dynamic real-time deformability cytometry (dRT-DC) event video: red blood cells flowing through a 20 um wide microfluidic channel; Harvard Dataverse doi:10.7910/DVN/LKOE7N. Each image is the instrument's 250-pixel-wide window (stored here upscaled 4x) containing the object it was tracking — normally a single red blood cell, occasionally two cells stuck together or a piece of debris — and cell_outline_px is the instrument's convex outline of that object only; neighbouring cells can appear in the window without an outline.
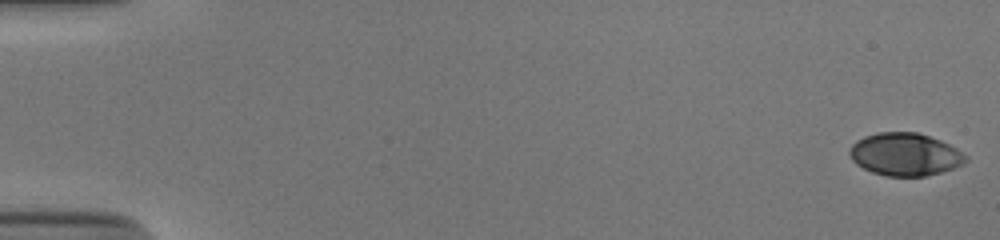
{"species": "human", "species_latin": "Homo sapiens", "temperature_condition": "cold", "stored_images_in_passage": 53, "camera_frame_rate_fps": 3000, "um_per_image_px": 0.085, "donor": {"sex": "male"}, "frame": {"image": 1, "passage_image": 1, "time_ms": 0.0, "image_size_px": [1000, 240], "cell_outline_px": [[968, 160], [964, 164], [940, 172], [924, 176], [884, 176], [872, 172], [856, 164], [852, 160], [848, 152], [848, 148], [856, 140], [864, 136], [880, 132], [916, 132], [940, 140], [956, 148], [968, 156]], "centroid_in_image_um": [76.91, 13.12], "position_along_channel_um": 8.1, "area_um2": 28.96}}
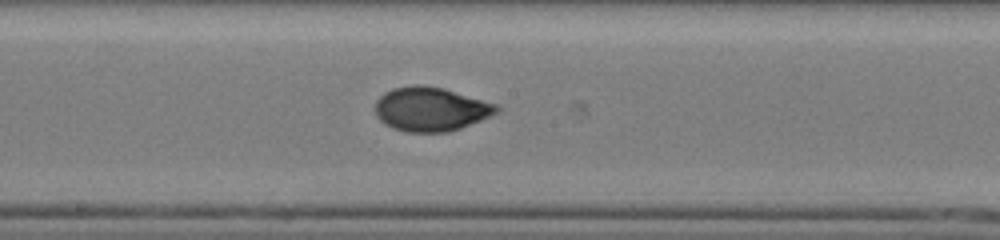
{"frame": {"image": 2, "passage_image": 30, "time_ms": 9.667, "image_size_px": [1000, 240], "cell_outline_px": [[500, 112], [460, 128], [448, 132], [408, 132], [392, 128], [384, 124], [376, 116], [376, 100], [384, 92], [392, 88], [412, 84], [420, 84], [444, 88], [496, 104], [500, 108]], "centroid_in_image_um": [36.59, 9.27], "position_along_channel_um": 211.6, "area_um2": 31.27}}
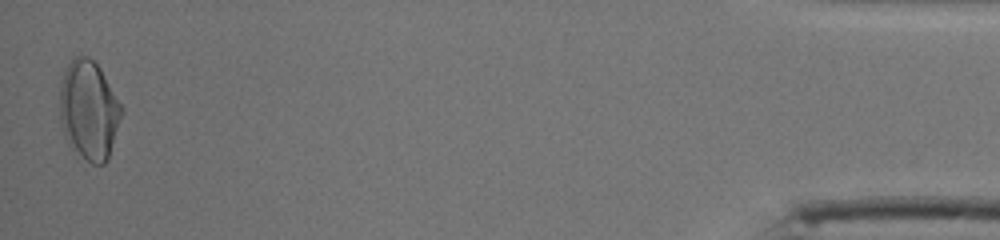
{"frame": {"image": 3, "passage_image": 53, "time_ms": 17.333, "image_size_px": [1000, 240], "cell_outline_px": [[124, 112], [108, 160], [104, 164], [92, 164], [68, 144], [60, 124], [60, 84], [64, 72], [72, 56], [88, 56], [100, 68], [124, 108]], "centroid_in_image_um": [7.57, 9.36], "position_along_channel_um": 427.6, "area_um2": 36.01}, "authors_computed_cell_mechanics": {"area_um2": 30.345, "velocity_mm_per_s": 3.8955, "shape_relaxation_time_tau1_ms": 4.396, "shape_relaxation_time_tau2_ms": 0.7887, "deformation_change_tau1": 0.1691, "deformation_change_tau2": 0.0437}}